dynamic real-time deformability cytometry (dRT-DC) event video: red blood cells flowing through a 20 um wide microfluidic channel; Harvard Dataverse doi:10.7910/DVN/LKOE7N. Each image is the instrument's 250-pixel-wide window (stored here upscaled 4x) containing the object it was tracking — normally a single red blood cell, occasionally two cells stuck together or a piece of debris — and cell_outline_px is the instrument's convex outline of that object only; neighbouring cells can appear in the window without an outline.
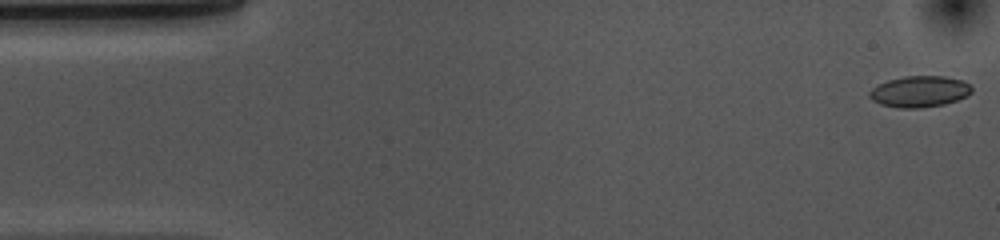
{"species": "common noctule bat (a hibernating species)", "species_latin": "Nyctalus noctula", "temperature_condition": "cold", "stored_images_in_passage": 53, "camera_frame_rate_fps": 3000, "um_per_image_px": 0.085, "animal": {"sex": "female", "body_mass_g": 10.0, "forearm_length_mm": 53.1}, "frame": {"image": 1, "passage_image": 1, "time_ms": 0.0, "image_size_px": [1000, 240], "cell_outline_px": [[972, 92], [968, 96], [944, 104], [920, 108], [896, 108], [880, 104], [872, 100], [868, 96], [868, 92], [872, 88], [888, 80], [904, 76], [944, 76], [960, 80], [968, 84], [972, 88]], "centroid_in_image_um": [78.14, 7.79], "position_along_channel_um": 6.9, "area_um2": 18.61}}
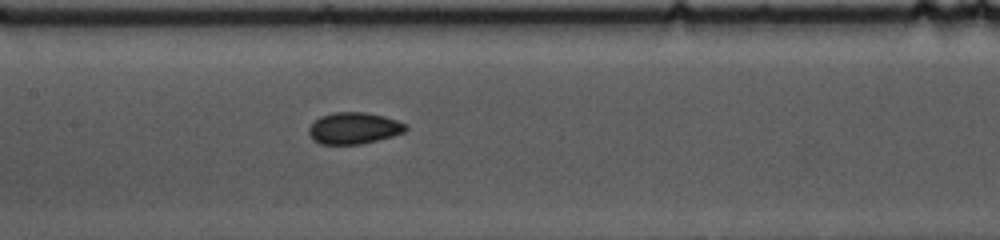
{"frame": {"image": 2, "passage_image": 24, "time_ms": 7.667, "image_size_px": [1000, 240], "cell_outline_px": [[408, 128], [404, 132], [380, 140], [360, 144], [320, 144], [312, 140], [308, 132], [308, 128], [320, 116], [332, 112], [364, 112], [384, 116], [408, 124]], "centroid_in_image_um": [30.08, 10.9], "position_along_channel_um": 177.3, "area_um2": 17.98}}
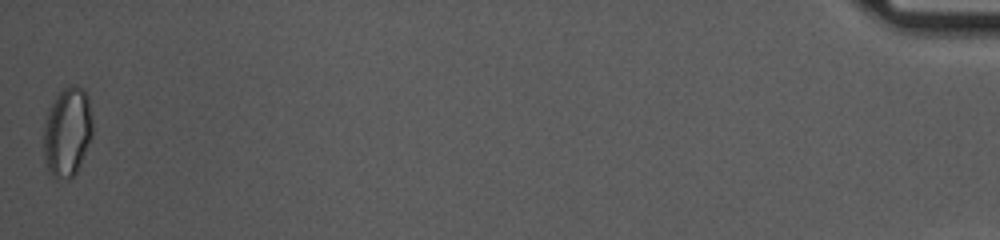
{"frame": {"image": 3, "passage_image": 53, "time_ms": 17.333, "image_size_px": [1000, 240], "cell_outline_px": [[92, 136], [80, 164], [76, 172], [68, 180], [56, 180], [48, 172], [44, 156], [44, 128], [48, 112], [56, 96], [64, 88], [72, 84], [76, 84], [84, 88], [88, 96], [92, 116]], "centroid_in_image_um": [5.74, 11.23], "position_along_channel_um": 429.5, "area_um2": 25.66}, "authors_computed_cell_mechanics": {"area_um2": 17.8024, "velocity_mm_per_s": 3.6721, "shape_relaxation_time_tau1_ms": 6.0048, "shape_relaxation_time_tau2_ms": 2.618, "deformation_change_tau1": 0.0975, "deformation_change_tau2": 0.0565}}